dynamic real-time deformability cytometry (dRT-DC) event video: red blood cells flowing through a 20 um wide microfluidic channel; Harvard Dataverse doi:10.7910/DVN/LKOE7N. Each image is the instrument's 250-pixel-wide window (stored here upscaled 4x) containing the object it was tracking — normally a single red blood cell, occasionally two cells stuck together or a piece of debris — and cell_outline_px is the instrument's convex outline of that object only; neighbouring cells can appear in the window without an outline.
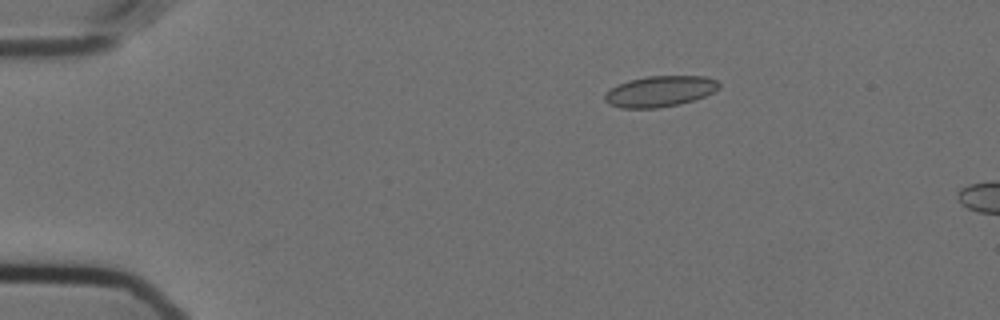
{"species": "Egyptian fruit bat (a non-hibernating species)", "species_latin": "Rousettus aegyptiacus", "temperature_condition": "cold", "stored_images_in_passage": 15, "camera_frame_rate_fps": 3000, "um_per_image_px": 0.085, "animal": {"sex": "female"}, "frame": {"image": 1, "passage_image": 11, "time_ms": 3.333, "image_size_px": [1000, 320], "cell_outline_px": [[720, 88], [704, 96], [680, 104], [656, 108], [620, 108], [604, 100], [604, 96], [612, 88], [620, 84], [632, 80], [648, 76], [704, 76], [716, 80], [720, 84]], "centroid_in_image_um": [56.13, 7.76], "position_along_channel_um": 28.9, "area_um2": 20.17}}